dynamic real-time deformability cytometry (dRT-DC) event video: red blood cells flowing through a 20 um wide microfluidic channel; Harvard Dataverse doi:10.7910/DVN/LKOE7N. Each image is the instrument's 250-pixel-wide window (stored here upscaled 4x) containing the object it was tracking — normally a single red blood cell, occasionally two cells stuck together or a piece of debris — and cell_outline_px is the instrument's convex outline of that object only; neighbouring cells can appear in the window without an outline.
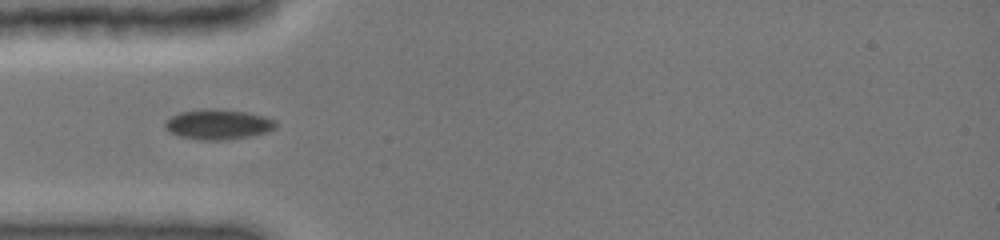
{"species": "common noctule bat (a hibernating species)", "species_latin": "Nyctalus noctula", "temperature_condition": "cold", "stored_images_in_passage": 6, "camera_frame_rate_fps": 3000, "um_per_image_px": 0.085, "animal": {"sex": "female", "body_mass_g": 19.0, "forearm_length_mm": 51.5}, "frame": {"image": 1, "passage_image": 4, "time_ms": 0.667, "image_size_px": [1000, 240], "cell_outline_px": [[276, 128], [268, 132], [248, 136], [224, 140], [200, 140], [180, 136], [168, 132], [164, 128], [164, 124], [172, 116], [180, 112], [204, 108], [216, 108], [248, 112], [264, 116], [276, 120]], "centroid_in_image_um": [18.54, 10.56], "position_along_channel_um": 66.5, "area_um2": 19.59}}